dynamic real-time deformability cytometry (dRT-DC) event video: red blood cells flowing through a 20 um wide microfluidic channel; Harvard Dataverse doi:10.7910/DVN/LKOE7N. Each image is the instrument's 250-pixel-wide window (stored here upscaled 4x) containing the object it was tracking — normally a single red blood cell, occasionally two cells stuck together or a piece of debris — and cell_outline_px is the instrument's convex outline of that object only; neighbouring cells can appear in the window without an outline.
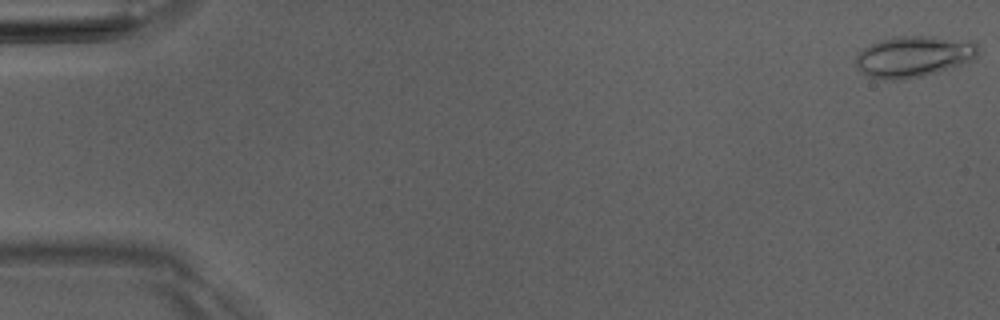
{"species": "Egyptian fruit bat (a non-hibernating species)", "species_latin": "Rousettus aegyptiacus", "temperature_condition": "room temperature", "stored_images_in_passage": 5, "camera_frame_rate_fps": 3000, "um_per_image_px": 0.085, "animal": {"sex": "male"}, "frame": {"image": 1, "passage_image": 1, "time_ms": 0.0, "image_size_px": [1000, 320], "cell_outline_px": [[980, 48], [976, 56], [972, 60], [936, 72], [920, 76], [896, 80], [892, 80], [868, 76], [860, 72], [856, 68], [856, 52], [880, 40], [896, 36], [928, 36], [972, 40]], "centroid_in_image_um": [77.64, 4.78], "position_along_channel_um": 7.4, "area_um2": 29.25}}